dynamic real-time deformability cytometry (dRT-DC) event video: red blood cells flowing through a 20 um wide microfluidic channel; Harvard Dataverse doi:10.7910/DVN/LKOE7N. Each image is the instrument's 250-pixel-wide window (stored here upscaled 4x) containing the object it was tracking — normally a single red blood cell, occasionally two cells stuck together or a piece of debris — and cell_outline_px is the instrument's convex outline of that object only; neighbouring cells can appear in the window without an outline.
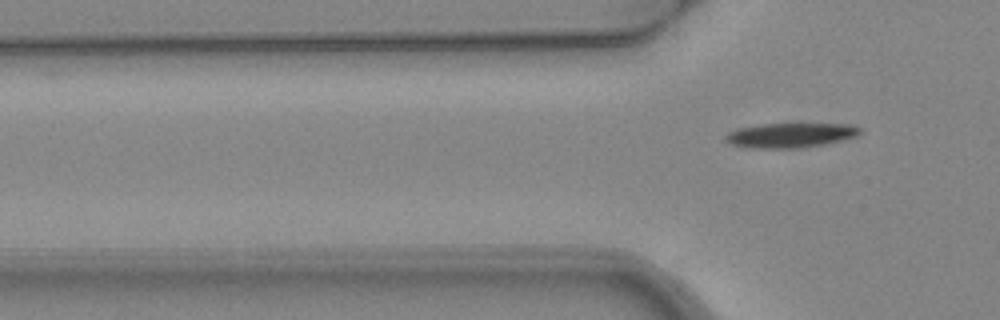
{"species": "common noctule bat (a hibernating species)", "species_latin": "Nyctalus noctula", "temperature_condition": "warm", "stored_images_in_passage": 5, "camera_frame_rate_fps": 3000, "um_per_image_px": 0.085, "animal": {"sex": "female", "body_mass_g": 24.6, "forearm_length_mm": 56.2}, "frame": {"image": 1, "passage_image": 5, "time_ms": 1.333, "image_size_px": [1000, 320], "cell_outline_px": [[860, 132], [856, 136], [824, 144], [800, 148], [744, 148], [732, 144], [724, 140], [724, 136], [728, 132], [736, 128], [760, 124], [848, 124], [860, 128]], "centroid_in_image_um": [67.1, 11.5], "position_along_channel_um": 58.7, "area_um2": 19.31}}